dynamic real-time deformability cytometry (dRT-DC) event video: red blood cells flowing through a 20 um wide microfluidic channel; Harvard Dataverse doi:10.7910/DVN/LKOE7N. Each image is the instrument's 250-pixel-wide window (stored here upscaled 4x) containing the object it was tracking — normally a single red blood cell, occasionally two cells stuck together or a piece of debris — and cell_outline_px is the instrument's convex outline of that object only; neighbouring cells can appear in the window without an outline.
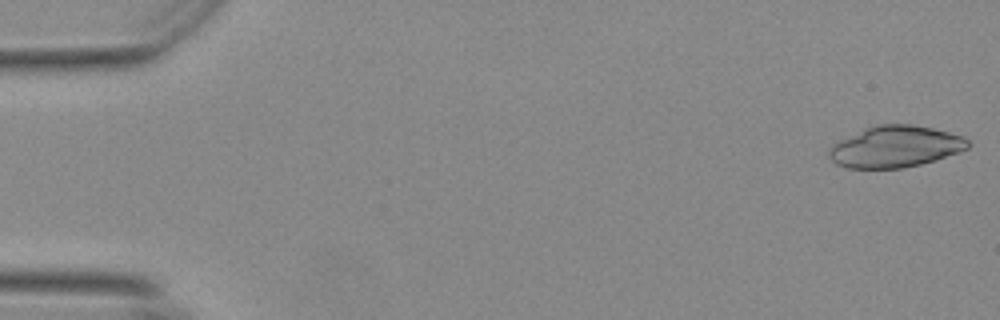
{"species": "Egyptian fruit bat (a non-hibernating species)", "species_latin": "Rousettus aegyptiacus", "temperature_condition": "warm", "stored_images_in_passage": 53, "camera_frame_rate_fps": 3000, "um_per_image_px": 0.085, "animal": {"sex": "female"}, "frame": {"image": 1, "passage_image": 1, "time_ms": 0.0, "image_size_px": [1000, 320], "cell_outline_px": [[972, 144], [968, 148], [960, 152], [936, 160], [904, 168], [844, 168], [836, 164], [828, 156], [828, 152], [832, 144], [864, 128], [880, 124], [912, 124], [932, 128], [964, 136]], "centroid_in_image_um": [76.11, 12.47], "position_along_channel_um": 8.9, "area_um2": 33.76}}